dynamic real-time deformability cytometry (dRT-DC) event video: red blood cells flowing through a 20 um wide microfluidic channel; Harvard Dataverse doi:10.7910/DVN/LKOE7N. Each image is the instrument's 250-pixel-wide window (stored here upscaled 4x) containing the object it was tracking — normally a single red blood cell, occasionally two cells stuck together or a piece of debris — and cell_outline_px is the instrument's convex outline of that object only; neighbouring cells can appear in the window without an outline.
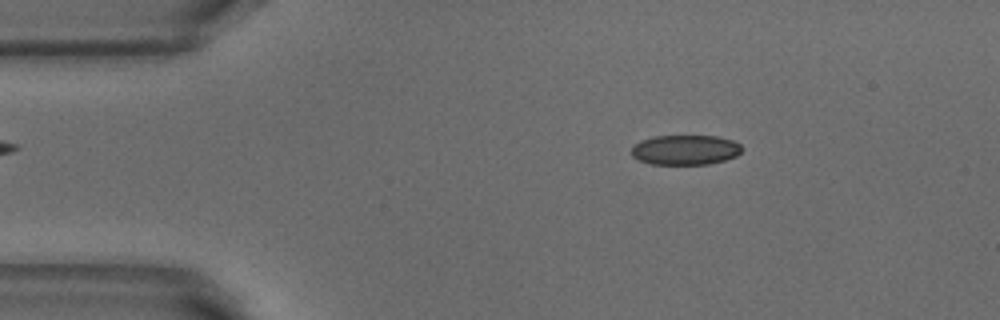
{"species": "common noctule bat (a hibernating species)", "species_latin": "Nyctalus noctula", "temperature_condition": "warm", "stored_images_in_passage": 22, "camera_frame_rate_fps": 3000, "um_per_image_px": 0.085, "animal": {"sex": "male", "body_mass_g": 18.8}, "frame": {"image": 1, "passage_image": 8, "time_ms": 2.333, "image_size_px": [1000, 320], "cell_outline_px": [[744, 148], [736, 156], [724, 160], [708, 164], [652, 164], [640, 160], [632, 156], [632, 148], [640, 140], [656, 136], [716, 136], [732, 140], [740, 144]], "centroid_in_image_um": [58.27, 12.74], "position_along_channel_um": 26.7, "area_um2": 19.13}}
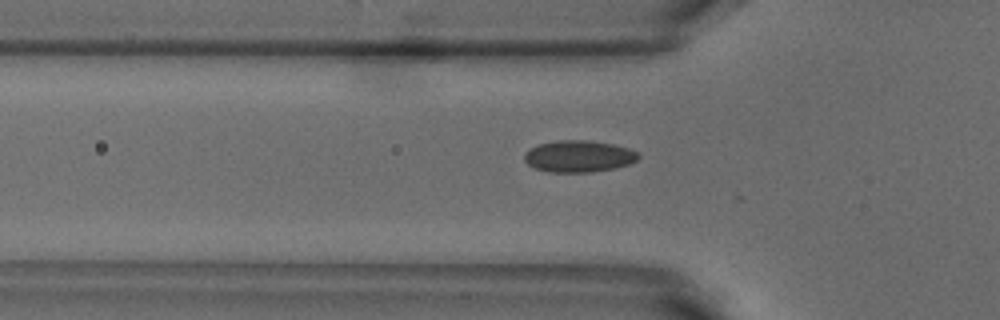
{"frame": {"image": 2, "passage_image": 16, "time_ms": 5.0, "image_size_px": [1000, 320], "cell_outline_px": [[640, 156], [636, 160], [628, 164], [616, 168], [592, 172], [548, 172], [536, 168], [528, 164], [524, 160], [524, 152], [528, 148], [540, 144], [556, 140], [584, 140], [612, 144], [628, 148], [640, 152]], "centroid_in_image_um": [49.18, 13.28], "position_along_channel_um": 76.6, "area_um2": 21.15}}
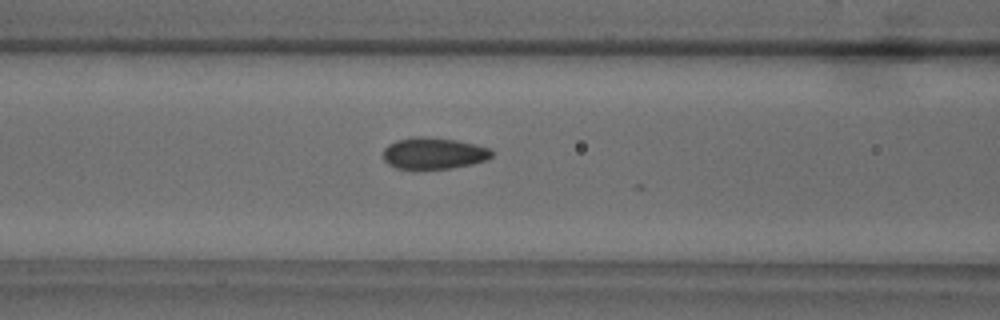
{"frame": {"image": 3, "passage_image": 20, "time_ms": 6.333, "image_size_px": [1000, 320], "cell_outline_px": [[492, 156], [488, 160], [472, 164], [452, 168], [396, 168], [388, 164], [384, 160], [384, 148], [388, 144], [396, 140], [416, 136], [424, 136], [456, 140], [476, 144], [488, 148], [492, 152]], "centroid_in_image_um": [36.87, 13.02], "position_along_channel_um": 129.7, "area_um2": 19.88}}